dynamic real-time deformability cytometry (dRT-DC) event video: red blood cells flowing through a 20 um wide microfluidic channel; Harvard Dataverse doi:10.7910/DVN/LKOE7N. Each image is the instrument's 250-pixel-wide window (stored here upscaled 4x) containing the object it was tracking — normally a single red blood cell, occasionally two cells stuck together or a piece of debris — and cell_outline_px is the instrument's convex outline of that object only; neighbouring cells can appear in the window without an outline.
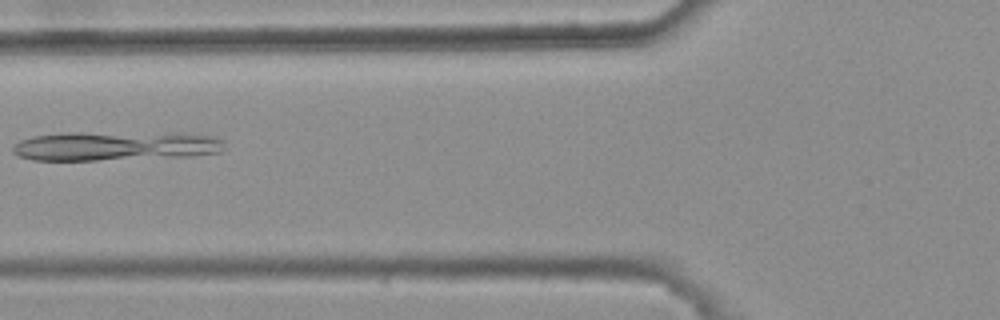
{"species": "common noctule bat (a hibernating species)", "species_latin": "Nyctalus noctula", "temperature_condition": "warm", "stored_images_in_passage": 2, "camera_frame_rate_fps": 3000, "um_per_image_px": 0.085, "animal": {"sex": "female", "body_mass_g": 25.1}, "frame": {"image": 1, "passage_image": 2, "time_ms": 0.333, "image_size_px": [1000, 320], "cell_outline_px": [[224, 148], [220, 152], [192, 156], [96, 160], [32, 160], [16, 156], [12, 152], [12, 148], [20, 140], [32, 136], [64, 132], [188, 132], [216, 136], [224, 140]], "centroid_in_image_um": [9.86, 12.38], "position_along_channel_um": 115.9, "area_um2": 37.17}}